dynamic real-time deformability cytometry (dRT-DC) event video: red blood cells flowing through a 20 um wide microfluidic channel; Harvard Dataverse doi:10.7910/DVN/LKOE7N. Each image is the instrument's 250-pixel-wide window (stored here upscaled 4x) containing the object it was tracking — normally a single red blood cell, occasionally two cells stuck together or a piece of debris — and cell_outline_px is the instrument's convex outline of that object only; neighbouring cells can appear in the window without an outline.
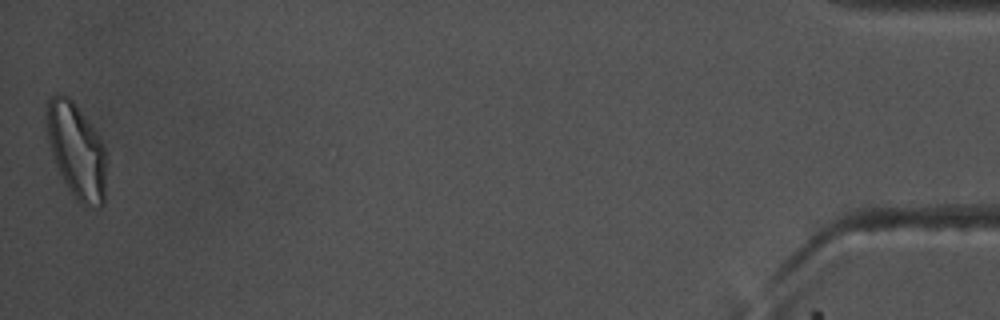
{"species": "common noctule bat (a hibernating species)", "species_latin": "Nyctalus noctula", "temperature_condition": "warm", "stored_images_in_passage": 55, "camera_frame_rate_fps": 3000, "um_per_image_px": 0.085, "animal": {"sex": "male", "body_mass_g": 17.5, "forearm_length_mm": 52.3}, "frame": {"image": 1, "passage_image": 55, "time_ms": 18.0, "image_size_px": [1000, 320], "cell_outline_px": [[104, 204], [100, 208], [84, 204], [76, 200], [64, 180], [56, 164], [48, 140], [48, 100], [56, 92], [68, 96], [72, 100], [96, 132], [104, 148]], "centroid_in_image_um": [6.5, 12.81], "position_along_channel_um": 428.7, "area_um2": 31.91}, "authors_computed_cell_mechanics": {"area_um2": 22.253, "velocity_mm_per_s": 3.7092, "shape_relaxation_time_tau1_ms": 5.9959, "shape_relaxation_time_tau2_ms": 1.4382, "deformation_change_tau1": 0.1833, "deformation_change_tau2": 0.0821}}